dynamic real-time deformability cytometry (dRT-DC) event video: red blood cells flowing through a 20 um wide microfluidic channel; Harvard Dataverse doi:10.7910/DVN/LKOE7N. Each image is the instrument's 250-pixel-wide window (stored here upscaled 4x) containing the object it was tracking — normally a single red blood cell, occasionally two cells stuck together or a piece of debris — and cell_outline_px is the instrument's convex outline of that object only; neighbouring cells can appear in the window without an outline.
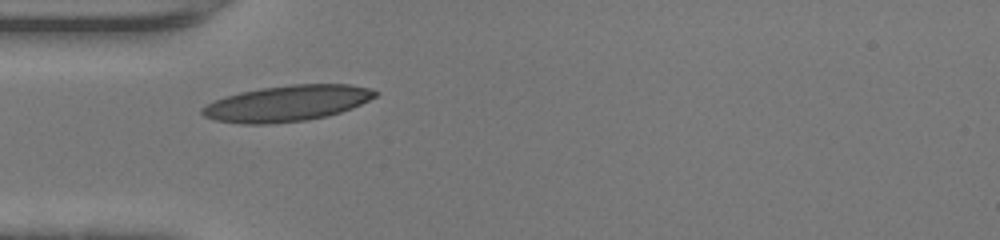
{"species": "human", "species_latin": "Homo sapiens", "temperature_condition": "warm", "stored_images_in_passage": 31, "camera_frame_rate_fps": 3000, "um_per_image_px": 0.085, "donor": {"sex": "female"}, "frame": {"image": 1, "passage_image": 1, "time_ms": 0.0, "image_size_px": [1000, 240], "cell_outline_px": [[380, 92], [376, 96], [352, 108], [328, 116], [308, 120], [272, 124], [240, 124], [216, 120], [204, 116], [200, 112], [200, 108], [224, 96], [240, 92], [260, 88], [292, 84], [348, 84], [368, 88]], "centroid_in_image_um": [24.39, 8.79], "position_along_channel_um": 60.6, "area_um2": 36.3}}
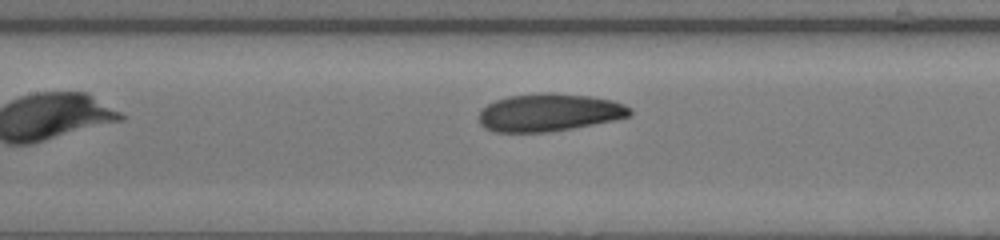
{"frame": {"image": 2, "passage_image": 8, "time_ms": 2.333, "image_size_px": [1000, 240], "cell_outline_px": [[632, 112], [628, 116], [612, 120], [572, 128], [548, 132], [496, 132], [484, 128], [480, 124], [480, 108], [496, 100], [508, 96], [544, 92], [552, 92], [588, 96], [612, 100], [624, 104], [632, 108]], "centroid_in_image_um": [46.65, 9.55], "position_along_channel_um": 160.8, "area_um2": 33.12}}
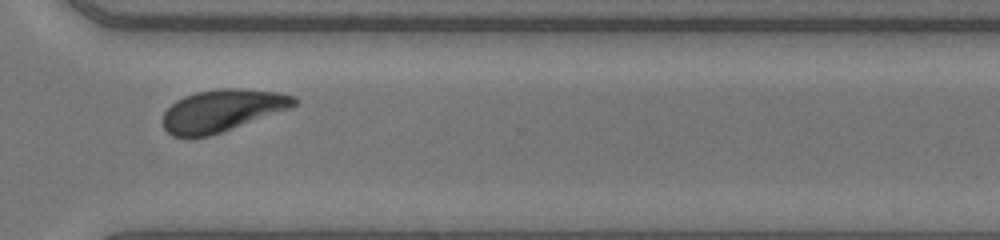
{"frame": {"image": 3, "passage_image": 21, "time_ms": 6.667, "image_size_px": [1000, 240], "cell_outline_px": [[300, 100], [292, 108], [208, 136], [172, 136], [164, 128], [160, 120], [164, 112], [176, 100], [184, 96], [196, 92], [216, 88], [236, 88], [280, 92], [296, 96]], "centroid_in_image_um": [18.9, 9.37], "position_along_channel_um": 351.7, "area_um2": 32.25}, "authors_computed_cell_mechanics": {"area_um2": 33.0038, "velocity_mm_per_s": 4.397, "shape_relaxation_time_tau1_ms": 3.3327, "shape_relaxation_time_tau2_ms": 2.4818, "deformation_change_tau1": 0.1396, "deformation_change_tau2": 0.0851}}